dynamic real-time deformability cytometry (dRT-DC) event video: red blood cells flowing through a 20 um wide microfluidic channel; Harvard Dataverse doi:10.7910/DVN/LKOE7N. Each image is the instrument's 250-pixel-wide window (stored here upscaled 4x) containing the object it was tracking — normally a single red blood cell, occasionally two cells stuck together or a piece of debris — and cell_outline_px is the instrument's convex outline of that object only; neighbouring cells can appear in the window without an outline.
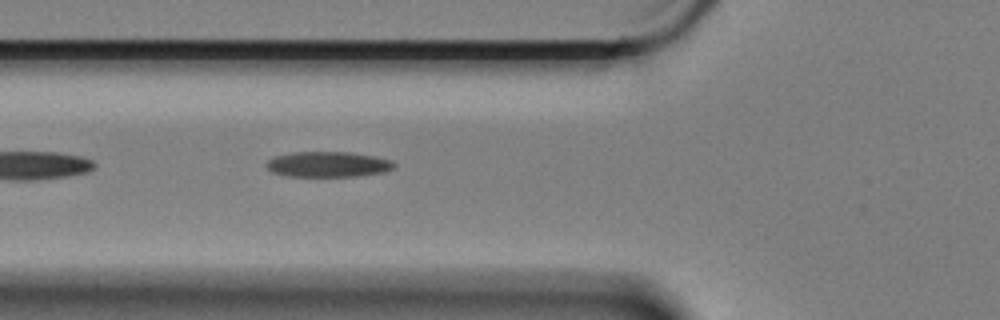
{"species": "Egyptian fruit bat (a non-hibernating species)", "species_latin": "Rousettus aegyptiacus", "temperature_condition": "cold", "stored_images_in_passage": 11, "camera_frame_rate_fps": 3000, "um_per_image_px": 0.085, "animal": {"sex": "female"}, "frame": {"image": 1, "passage_image": 5, "time_ms": 1.333, "image_size_px": [1000, 320], "cell_outline_px": [[396, 164], [392, 168], [384, 172], [356, 176], [288, 176], [272, 172], [264, 164], [268, 160], [276, 156], [292, 152], [348, 152], [376, 156], [392, 160]], "centroid_in_image_um": [27.88, 13.96], "position_along_channel_um": 97.9, "area_um2": 18.9}}